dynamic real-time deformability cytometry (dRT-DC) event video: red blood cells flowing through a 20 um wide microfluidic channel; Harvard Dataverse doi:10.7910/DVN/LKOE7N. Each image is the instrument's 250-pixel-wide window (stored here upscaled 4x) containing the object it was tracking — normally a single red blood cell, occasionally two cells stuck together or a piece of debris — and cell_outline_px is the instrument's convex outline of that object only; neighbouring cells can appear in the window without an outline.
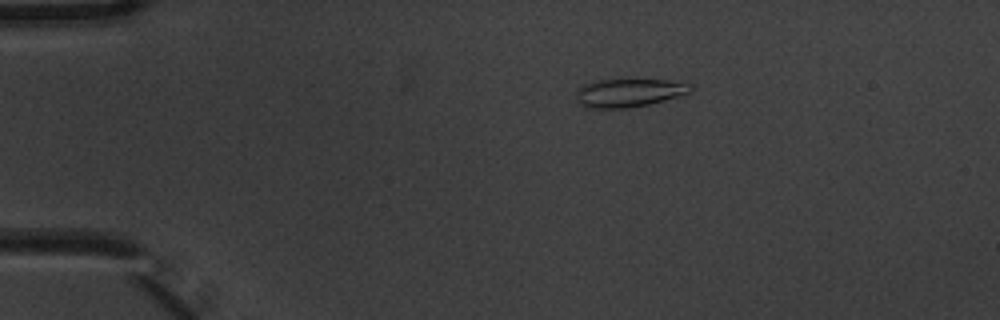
{"species": "common noctule bat (a hibernating species)", "species_latin": "Nyctalus noctula", "temperature_condition": "warm", "stored_images_in_passage": 4, "camera_frame_rate_fps": 3000, "um_per_image_px": 0.085, "animal": {"sex": "male", "body_mass_g": 20.1, "forearm_length_mm": 53.5}, "frame": {"image": 1, "passage_image": 1, "time_ms": 0.0, "image_size_px": [1000, 320], "cell_outline_px": [[692, 88], [688, 92], [664, 100], [648, 104], [624, 108], [584, 108], [580, 104], [576, 96], [576, 92], [584, 84], [596, 80], [620, 76], [664, 80], [692, 84]], "centroid_in_image_um": [53.39, 7.83], "position_along_channel_um": 31.6, "area_um2": 19.48}}